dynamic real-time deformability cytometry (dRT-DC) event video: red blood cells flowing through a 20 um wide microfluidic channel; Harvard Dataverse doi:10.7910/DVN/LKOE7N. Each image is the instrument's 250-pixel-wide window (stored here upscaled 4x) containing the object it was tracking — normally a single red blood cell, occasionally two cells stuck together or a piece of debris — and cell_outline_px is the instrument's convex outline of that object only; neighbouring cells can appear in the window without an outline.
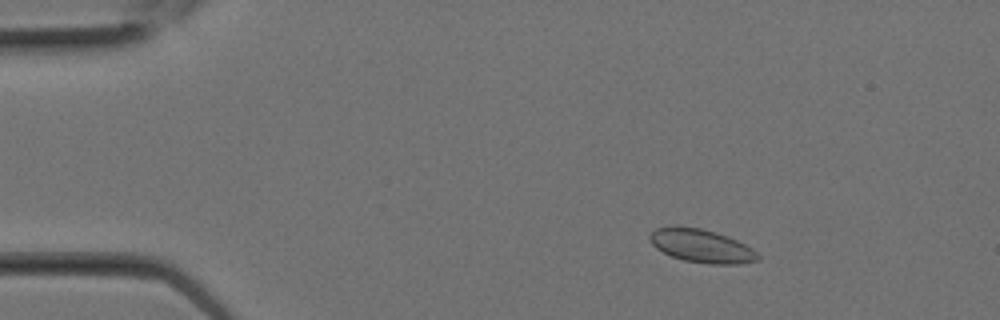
{"species": "Egyptian fruit bat (a non-hibernating species)", "species_latin": "Rousettus aegyptiacus", "temperature_condition": "room temperature", "stored_images_in_passage": 11, "camera_frame_rate_fps": 3000, "um_per_image_px": 0.085, "animal": {"sex": "female"}, "frame": {"image": 1, "passage_image": 4, "time_ms": 1.0, "image_size_px": [1000, 320], "cell_outline_px": [[760, 260], [740, 264], [708, 264], [684, 260], [672, 256], [656, 248], [648, 240], [648, 236], [656, 228], [676, 224], [700, 228], [728, 236], [752, 248], [760, 256]], "centroid_in_image_um": [59.6, 20.88], "position_along_channel_um": 25.4, "area_um2": 21.21}}
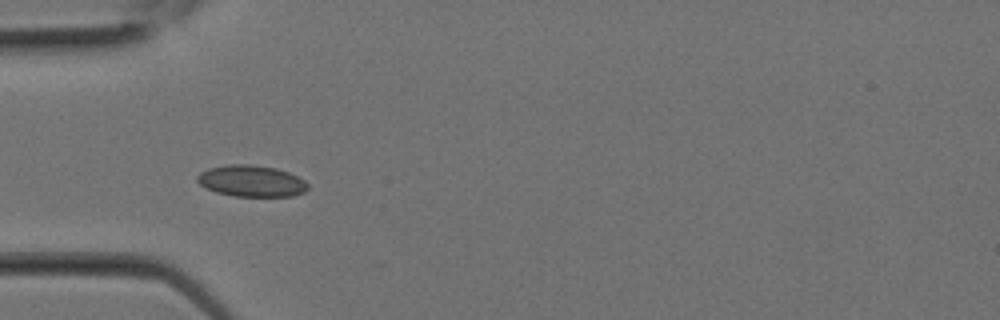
{"frame": {"image": 2, "passage_image": 8, "time_ms": 2.333, "image_size_px": [1000, 320], "cell_outline_px": [[308, 188], [304, 192], [292, 196], [232, 196], [216, 192], [200, 184], [196, 180], [196, 176], [200, 172], [208, 168], [228, 164], [248, 164], [276, 168], [288, 172], [304, 180], [308, 184]], "centroid_in_image_um": [21.35, 15.38], "position_along_channel_um": 63.6, "area_um2": 20.23}}
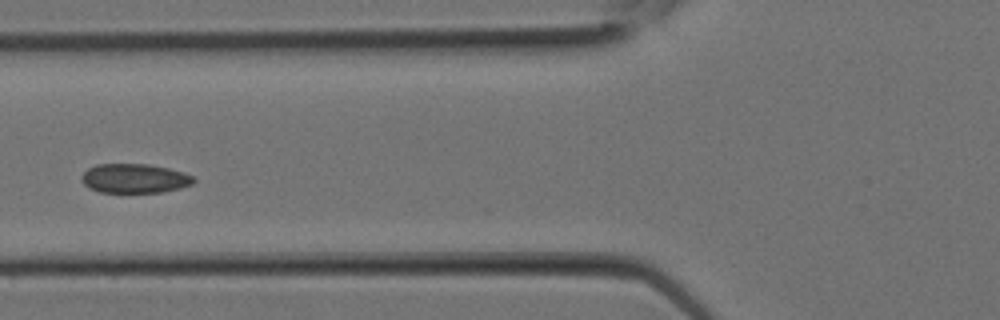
{"frame": {"image": 3, "passage_image": 10, "time_ms": 3.0, "image_size_px": [1000, 320], "cell_outline_px": [[196, 180], [192, 184], [180, 188], [164, 192], [100, 192], [88, 188], [80, 180], [80, 176], [88, 168], [96, 164], [148, 164], [168, 168], [184, 172], [192, 176]], "centroid_in_image_um": [11.41, 15.16], "position_along_channel_um": 114.4, "area_um2": 19.25}}